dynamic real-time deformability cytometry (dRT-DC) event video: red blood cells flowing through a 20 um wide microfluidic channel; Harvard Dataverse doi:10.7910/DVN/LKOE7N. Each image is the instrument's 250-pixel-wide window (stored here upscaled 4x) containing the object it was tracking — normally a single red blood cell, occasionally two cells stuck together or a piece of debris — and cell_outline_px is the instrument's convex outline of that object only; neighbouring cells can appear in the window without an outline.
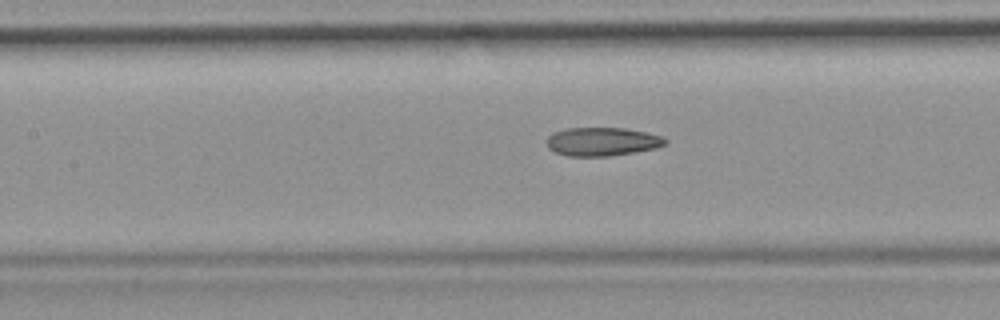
{"species": "common noctule bat (a hibernating species)", "species_latin": "Nyctalus noctula", "temperature_condition": "room temperature", "stored_images_in_passage": 50, "camera_frame_rate_fps": 3000, "um_per_image_px": 0.085, "animal": {"sex": "female", "body_mass_g": 19.9}, "frame": {"image": 1, "passage_image": 22, "time_ms": 7.0, "image_size_px": [1000, 320], "cell_outline_px": [[668, 144], [656, 148], [608, 156], [568, 156], [556, 152], [548, 148], [548, 136], [552, 132], [564, 128], [624, 128], [644, 132], [660, 136], [668, 140]], "centroid_in_image_um": [51.17, 12.03], "position_along_channel_um": 156.2, "area_um2": 19.59}}